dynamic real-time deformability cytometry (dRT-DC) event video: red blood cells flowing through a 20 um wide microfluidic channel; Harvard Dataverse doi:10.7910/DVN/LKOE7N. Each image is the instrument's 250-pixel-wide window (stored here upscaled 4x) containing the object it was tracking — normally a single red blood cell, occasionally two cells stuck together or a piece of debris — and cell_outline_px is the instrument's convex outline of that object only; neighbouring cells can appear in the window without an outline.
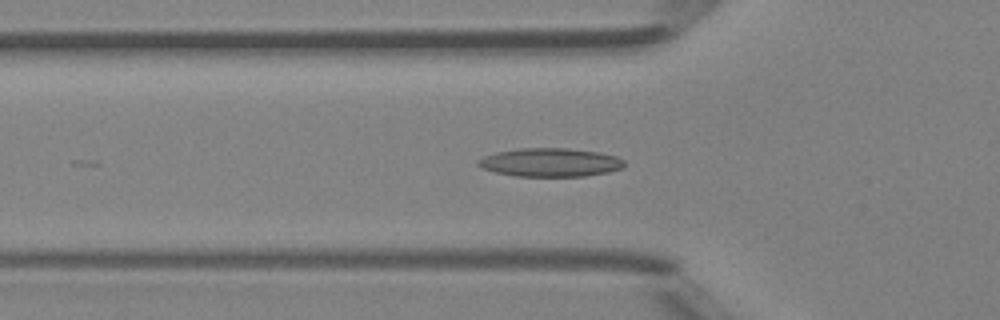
{"species": "Egyptian fruit bat (a non-hibernating species)", "species_latin": "Rousettus aegyptiacus", "temperature_condition": "room temperature", "stored_images_in_passage": 25, "camera_frame_rate_fps": 3000, "um_per_image_px": 0.085, "animal": {"sex": "female"}, "frame": {"image": 1, "passage_image": 17, "time_ms": 5.333, "image_size_px": [1000, 320], "cell_outline_px": [[624, 168], [608, 172], [584, 176], [516, 176], [496, 172], [484, 168], [476, 164], [476, 160], [484, 156], [496, 152], [520, 148], [568, 148], [600, 152], [616, 156], [624, 160]], "centroid_in_image_um": [46.79, 13.8], "position_along_channel_um": 79.0, "area_um2": 24.33}}
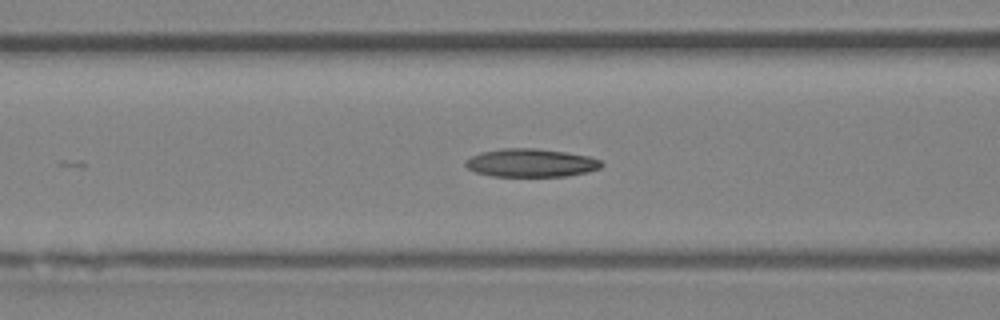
{"frame": {"image": 2, "passage_image": 20, "time_ms": 6.333, "image_size_px": [1000, 320], "cell_outline_px": [[604, 164], [600, 168], [588, 172], [568, 176], [492, 176], [476, 172], [468, 168], [464, 164], [464, 160], [480, 152], [504, 148], [536, 148], [564, 152], [588, 156], [600, 160]], "centroid_in_image_um": [45.12, 13.84], "position_along_channel_um": 121.5, "area_um2": 22.37}}